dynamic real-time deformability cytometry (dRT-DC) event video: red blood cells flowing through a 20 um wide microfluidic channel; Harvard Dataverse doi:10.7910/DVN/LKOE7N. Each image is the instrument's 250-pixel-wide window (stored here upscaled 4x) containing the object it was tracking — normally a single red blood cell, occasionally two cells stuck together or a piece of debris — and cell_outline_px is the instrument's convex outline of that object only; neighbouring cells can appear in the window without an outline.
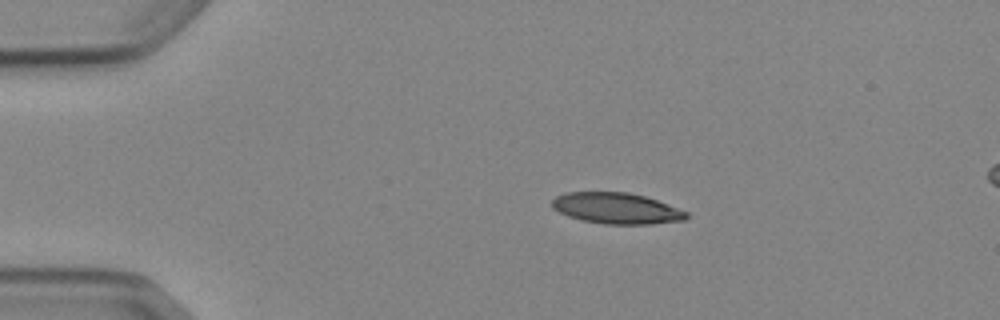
{"species": "Egyptian fruit bat (a non-hibernating species)", "species_latin": "Rousettus aegyptiacus", "temperature_condition": "cold", "stored_images_in_passage": 6, "camera_frame_rate_fps": 3000, "um_per_image_px": 0.085, "animal": {"sex": "female"}, "frame": {"image": 1, "passage_image": 3, "time_ms": 2.333, "image_size_px": [1000, 320], "cell_outline_px": [[688, 216], [684, 220], [652, 224], [604, 224], [580, 220], [568, 216], [552, 208], [552, 200], [556, 196], [564, 192], [628, 192], [644, 196], [656, 200], [688, 212]], "centroid_in_image_um": [52.37, 17.71], "position_along_channel_um": 32.6, "area_um2": 24.28}}
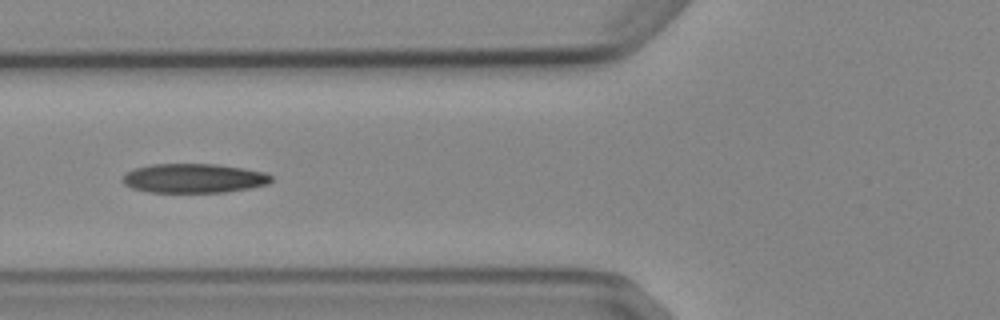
{"frame": {"image": 2, "passage_image": 6, "time_ms": 5.667, "image_size_px": [1000, 320], "cell_outline_px": [[272, 180], [268, 184], [248, 188], [224, 192], [148, 192], [132, 188], [124, 184], [124, 176], [128, 172], [136, 168], [152, 164], [216, 164], [244, 168], [264, 172], [272, 176]], "centroid_in_image_um": [16.5, 15.15], "position_along_channel_um": 109.3, "area_um2": 25.14}}